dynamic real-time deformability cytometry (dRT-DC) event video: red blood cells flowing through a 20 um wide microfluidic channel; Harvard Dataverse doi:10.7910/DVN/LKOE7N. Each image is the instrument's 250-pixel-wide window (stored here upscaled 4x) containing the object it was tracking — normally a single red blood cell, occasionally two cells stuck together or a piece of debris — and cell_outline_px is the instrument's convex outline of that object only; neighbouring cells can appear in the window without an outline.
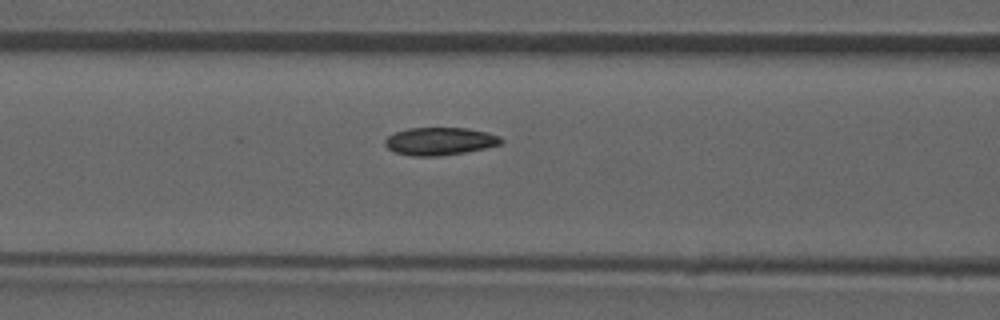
{"species": "common noctule bat (a hibernating species)", "species_latin": "Nyctalus noctula", "temperature_condition": "room temperature", "stored_images_in_passage": 48, "camera_frame_rate_fps": 3000, "um_per_image_px": 0.085, "animal": {"sex": "male", "forearm_length_mm": 52.5}, "frame": {"image": 1, "passage_image": 21, "time_ms": 6.667, "image_size_px": [1000, 320], "cell_outline_px": [[504, 140], [500, 144], [484, 148], [464, 152], [440, 156], [412, 156], [396, 152], [388, 148], [384, 144], [384, 140], [388, 136], [396, 132], [408, 128], [468, 128], [488, 132], [500, 136]], "centroid_in_image_um": [37.39, 12.0], "position_along_channel_um": 129.2, "area_um2": 18.73}}